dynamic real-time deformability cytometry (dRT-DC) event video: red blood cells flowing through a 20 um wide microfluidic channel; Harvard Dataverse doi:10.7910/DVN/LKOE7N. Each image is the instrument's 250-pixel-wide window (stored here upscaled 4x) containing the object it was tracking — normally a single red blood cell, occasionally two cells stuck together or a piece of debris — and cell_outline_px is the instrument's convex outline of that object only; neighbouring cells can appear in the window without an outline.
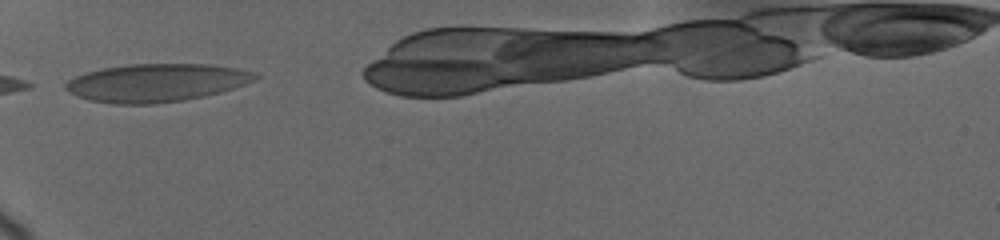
{"species": "human", "species_latin": "Homo sapiens", "temperature_condition": "cold", "stored_images_in_passage": 51, "camera_frame_rate_fps": 3000, "um_per_image_px": 0.085, "donor": {"sex": "female"}, "frame": {"image": 1, "passage_image": 1, "time_ms": 0.0, "image_size_px": [1000, 240], "cell_outline_px": [[260, 76], [256, 80], [220, 92], [204, 96], [184, 100], [152, 104], [112, 104], [88, 100], [76, 96], [68, 92], [64, 88], [64, 84], [68, 80], [76, 76], [100, 68], [128, 64], [208, 64], [236, 68], [256, 72]], "centroid_in_image_um": [13.26, 7.03], "position_along_channel_um": 71.7, "area_um2": 42.19}}
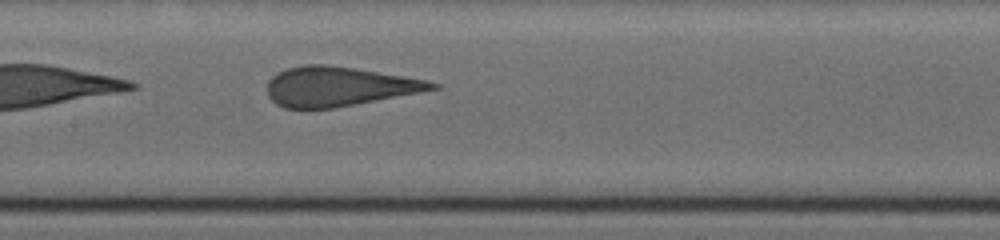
{"frame": {"image": 2, "passage_image": 16, "time_ms": 3.0, "image_size_px": [1000, 240], "cell_outline_px": [[440, 88], [420, 92], [332, 108], [284, 108], [276, 104], [268, 96], [268, 80], [276, 72], [288, 68], [304, 64], [328, 64], [428, 80], [440, 84]], "centroid_in_image_um": [28.76, 7.34], "position_along_channel_um": 178.6, "area_um2": 37.63}}
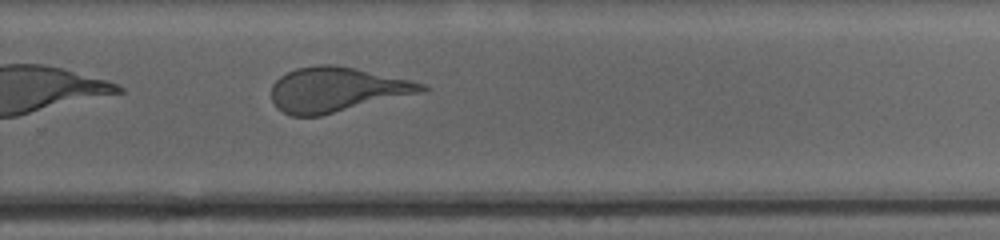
{"frame": {"image": 3, "passage_image": 33, "time_ms": 6.333, "image_size_px": [1000, 240], "cell_outline_px": [[428, 92], [320, 116], [292, 116], [276, 108], [272, 100], [272, 84], [280, 76], [296, 68], [320, 64], [336, 64], [356, 68], [408, 80], [424, 84], [428, 88]], "centroid_in_image_um": [28.64, 7.62], "position_along_channel_um": 301.2, "area_um2": 39.48}}